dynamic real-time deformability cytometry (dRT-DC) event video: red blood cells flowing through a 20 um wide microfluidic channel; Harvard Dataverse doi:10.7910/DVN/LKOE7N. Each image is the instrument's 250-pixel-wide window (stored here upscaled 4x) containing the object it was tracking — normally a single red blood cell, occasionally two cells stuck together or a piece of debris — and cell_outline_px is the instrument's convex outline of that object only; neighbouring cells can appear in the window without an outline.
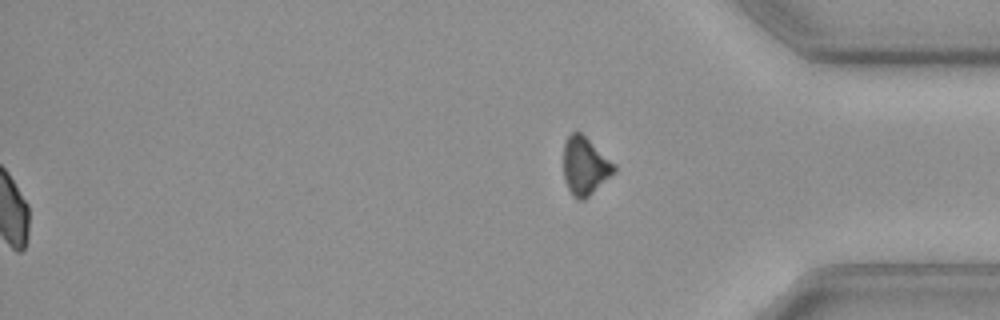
{"species": "common noctule bat (a hibernating species)", "species_latin": "Nyctalus noctula", "temperature_condition": "cold", "stored_images_in_passage": 56, "camera_frame_rate_fps": 3000, "um_per_image_px": 0.085, "animal": {"sex": "female", "body_mass_g": 19.3, "forearm_length_mm": 54.1}, "frame": {"image": 1, "passage_image": 56, "time_ms": 18.333, "image_size_px": [1000, 320], "cell_outline_px": [[616, 172], [584, 200], [580, 200], [572, 196], [564, 180], [564, 144], [568, 136], [572, 132], [580, 132], [616, 164]], "centroid_in_image_um": [49.73, 14.13], "position_along_channel_um": 385.5, "area_um2": 17.05}, "authors_computed_cell_mechanics": {"area_um2": 20.6924, "velocity_mm_per_s": 3.7144, "shape_relaxation_time_tau1_ms": 3.8353, "shape_relaxation_time_tau2_ms": 6.6221, "deformation_change_tau1": 0.077, "deformation_change_tau2": 0.0907}}